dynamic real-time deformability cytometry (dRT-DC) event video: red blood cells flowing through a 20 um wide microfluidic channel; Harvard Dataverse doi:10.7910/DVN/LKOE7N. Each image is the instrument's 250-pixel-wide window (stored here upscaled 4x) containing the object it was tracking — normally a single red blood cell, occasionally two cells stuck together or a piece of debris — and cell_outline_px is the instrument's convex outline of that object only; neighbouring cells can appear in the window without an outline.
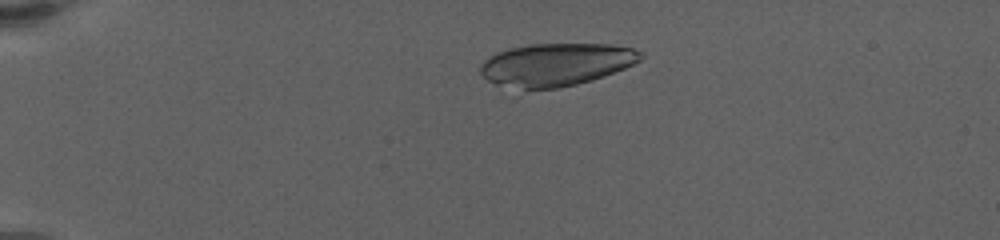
{"species": "human", "species_latin": "Homo sapiens", "temperature_condition": "warm", "stored_images_in_passage": 34, "camera_frame_rate_fps": 3000, "um_per_image_px": 0.085, "donor": {"sex": "female"}, "frame": {"image": 1, "passage_image": 10, "time_ms": 3.0, "image_size_px": [1000, 240], "cell_outline_px": [[644, 56], [640, 60], [624, 68], [604, 76], [592, 80], [576, 84], [556, 88], [524, 88], [496, 84], [488, 80], [480, 72], [480, 64], [488, 56], [496, 52], [508, 48], [528, 44], [612, 44], [632, 48], [644, 52]], "centroid_in_image_um": [47.27, 5.46], "position_along_channel_um": 37.7, "area_um2": 39.77}}
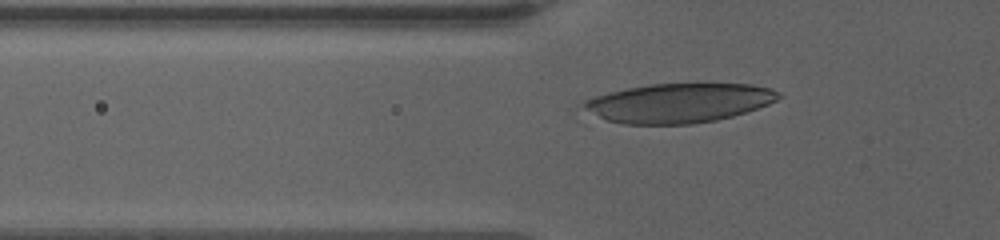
{"frame": {"image": 2, "passage_image": 18, "time_ms": 5.667, "image_size_px": [1000, 240], "cell_outline_px": [[784, 96], [768, 104], [732, 116], [716, 120], [692, 124], [624, 124], [608, 120], [576, 104], [592, 96], [608, 92], [648, 84], [696, 80], [752, 84], [772, 88], [780, 92]], "centroid_in_image_um": [57.76, 8.69], "position_along_channel_um": 68.0, "area_um2": 46.07}}